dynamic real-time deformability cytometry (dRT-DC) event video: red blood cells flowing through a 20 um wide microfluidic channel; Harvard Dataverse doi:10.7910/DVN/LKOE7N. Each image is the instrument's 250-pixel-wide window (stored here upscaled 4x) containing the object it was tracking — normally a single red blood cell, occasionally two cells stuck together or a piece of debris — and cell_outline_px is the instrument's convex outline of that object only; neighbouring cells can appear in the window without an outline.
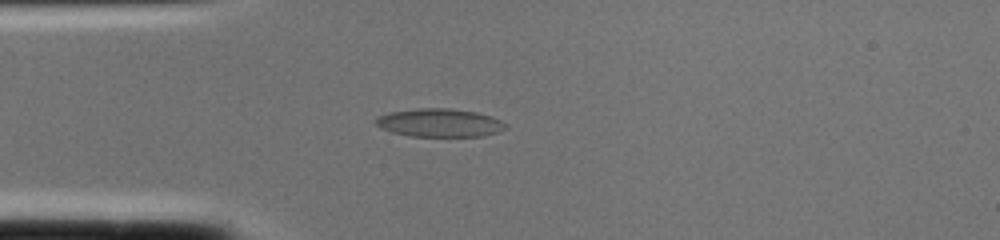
{"species": "common noctule bat (a hibernating species)", "species_latin": "Nyctalus noctula", "temperature_condition": "cold", "stored_images_in_passage": 1, "camera_frame_rate_fps": 3000, "um_per_image_px": 0.085, "animal": {"sex": "female", "body_mass_g": 22.0, "forearm_length_mm": 56.7}, "frame": {"image": 1, "passage_image": 1, "time_ms": 0.0, "image_size_px": [1000, 240], "cell_outline_px": [[508, 128], [500, 132], [484, 136], [408, 136], [392, 132], [380, 128], [372, 120], [388, 112], [420, 108], [448, 108], [476, 112], [492, 116], [500, 120]], "centroid_in_image_um": [37.36, 10.44], "position_along_channel_um": 47.6, "area_um2": 21.5}}